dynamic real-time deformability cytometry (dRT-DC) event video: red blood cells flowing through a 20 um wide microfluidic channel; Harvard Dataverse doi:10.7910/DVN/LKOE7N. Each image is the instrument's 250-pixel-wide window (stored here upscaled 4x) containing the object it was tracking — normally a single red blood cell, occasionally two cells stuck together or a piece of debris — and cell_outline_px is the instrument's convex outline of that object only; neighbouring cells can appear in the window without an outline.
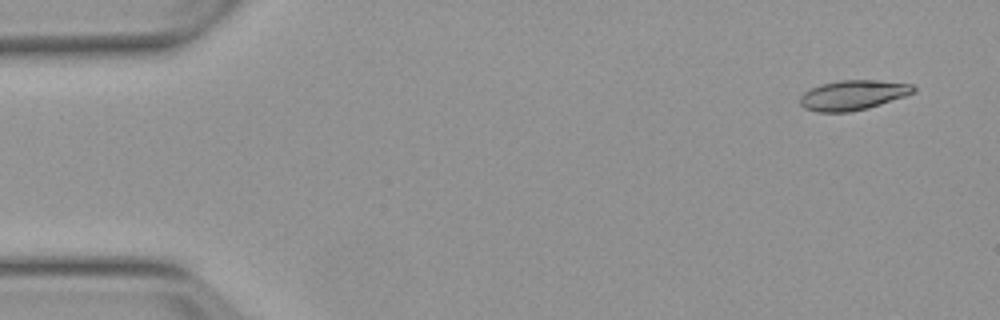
{"species": "Egyptian fruit bat (a non-hibernating species)", "species_latin": "Rousettus aegyptiacus", "temperature_condition": "warm", "stored_images_in_passage": 4, "camera_frame_rate_fps": 3000, "um_per_image_px": 0.085, "animal": {"sex": "female"}, "frame": {"image": 1, "passage_image": 1, "time_ms": 0.0, "image_size_px": [1000, 320], "cell_outline_px": [[916, 92], [868, 108], [848, 112], [816, 112], [804, 108], [800, 104], [800, 96], [804, 92], [820, 84], [840, 80], [876, 80], [912, 84], [916, 88]], "centroid_in_image_um": [72.49, 8.08], "position_along_channel_um": 12.5, "area_um2": 19.71}}
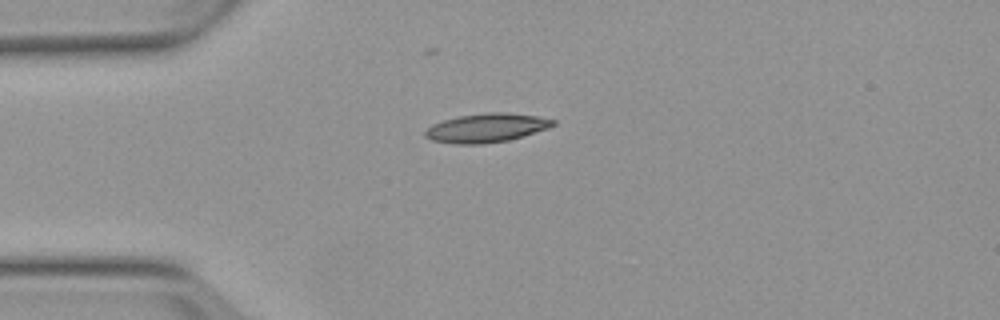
{"frame": {"image": 2, "passage_image": 3, "time_ms": 3.333, "image_size_px": [1000, 320], "cell_outline_px": [[556, 124], [548, 128], [524, 136], [508, 140], [484, 144], [456, 144], [432, 140], [424, 136], [424, 132], [432, 124], [444, 120], [460, 116], [488, 112], [508, 112], [536, 116], [556, 120]], "centroid_in_image_um": [41.36, 10.87], "position_along_channel_um": 43.6, "area_um2": 21.5}}
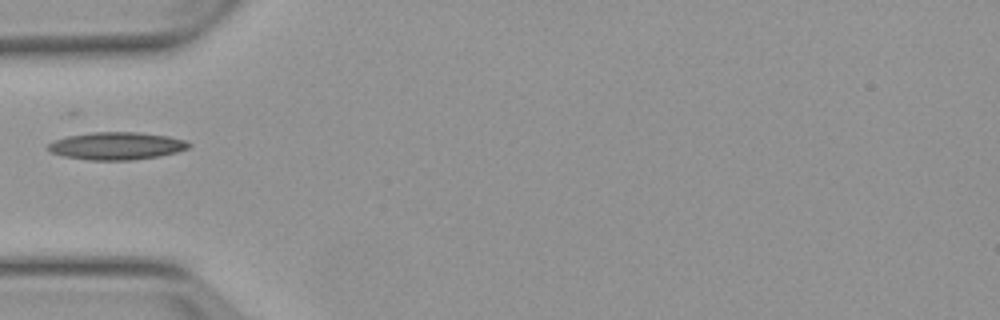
{"frame": {"image": 3, "passage_image": 4, "time_ms": 4.667, "image_size_px": [1000, 320], "cell_outline_px": [[192, 144], [188, 148], [176, 152], [160, 156], [132, 160], [88, 160], [64, 156], [52, 152], [48, 148], [48, 144], [56, 140], [68, 136], [92, 132], [140, 132], [168, 136], [188, 140]], "centroid_in_image_um": [9.97, 12.4], "position_along_channel_um": 75.0, "area_um2": 22.6}}